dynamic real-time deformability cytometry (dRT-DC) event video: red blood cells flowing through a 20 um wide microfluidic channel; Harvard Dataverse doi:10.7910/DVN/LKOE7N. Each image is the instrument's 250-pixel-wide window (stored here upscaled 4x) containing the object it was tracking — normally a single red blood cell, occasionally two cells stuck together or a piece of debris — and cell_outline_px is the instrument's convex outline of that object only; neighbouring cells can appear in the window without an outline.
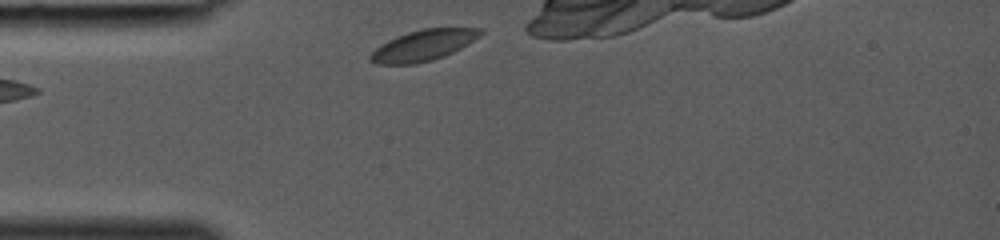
{"species": "common noctule bat (a hibernating species)", "species_latin": "Nyctalus noctula", "temperature_condition": "room temperature", "stored_images_in_passage": 22, "camera_frame_rate_fps": 3000, "um_per_image_px": 0.085, "animal": {"sex": "female", "body_mass_g": 19.0, "forearm_length_mm": 53.3}, "frame": {"image": 1, "passage_image": 1, "time_ms": 0.0, "image_size_px": [1000, 240], "cell_outline_px": [[484, 32], [480, 36], [468, 44], [444, 56], [432, 60], [416, 64], [376, 64], [368, 60], [368, 56], [380, 44], [396, 36], [420, 28], [484, 28]], "centroid_in_image_um": [35.97, 3.85], "position_along_channel_um": 49.0, "area_um2": 19.94}}
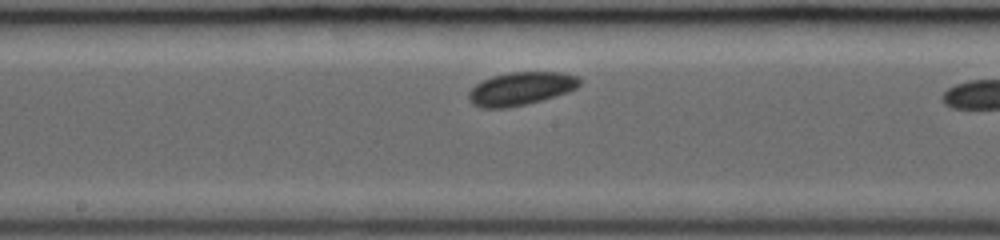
{"frame": {"image": 2, "passage_image": 11, "time_ms": 3.333, "image_size_px": [1000, 240], "cell_outline_px": [[580, 84], [576, 88], [568, 92], [540, 100], [508, 108], [480, 108], [472, 104], [468, 100], [468, 92], [476, 84], [492, 76], [512, 72], [564, 72], [580, 76]], "centroid_in_image_um": [44.27, 7.53], "position_along_channel_um": 203.9, "area_um2": 21.44}}
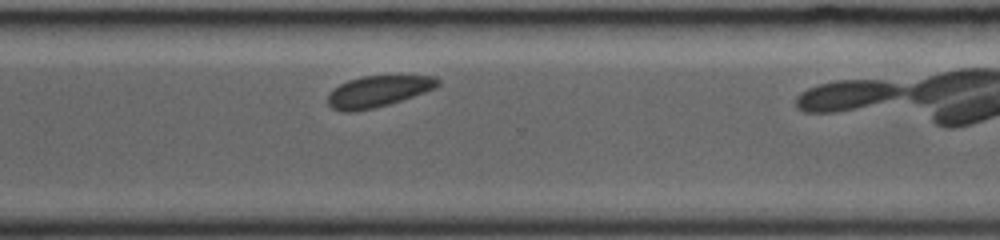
{"frame": {"image": 3, "passage_image": 19, "time_ms": 6.0, "image_size_px": [1000, 240], "cell_outline_px": [[440, 84], [436, 88], [376, 108], [352, 112], [344, 112], [332, 108], [328, 104], [328, 96], [340, 84], [348, 80], [364, 76], [432, 76], [440, 80]], "centroid_in_image_um": [32.13, 7.77], "position_along_channel_um": 338.5, "area_um2": 19.71}}